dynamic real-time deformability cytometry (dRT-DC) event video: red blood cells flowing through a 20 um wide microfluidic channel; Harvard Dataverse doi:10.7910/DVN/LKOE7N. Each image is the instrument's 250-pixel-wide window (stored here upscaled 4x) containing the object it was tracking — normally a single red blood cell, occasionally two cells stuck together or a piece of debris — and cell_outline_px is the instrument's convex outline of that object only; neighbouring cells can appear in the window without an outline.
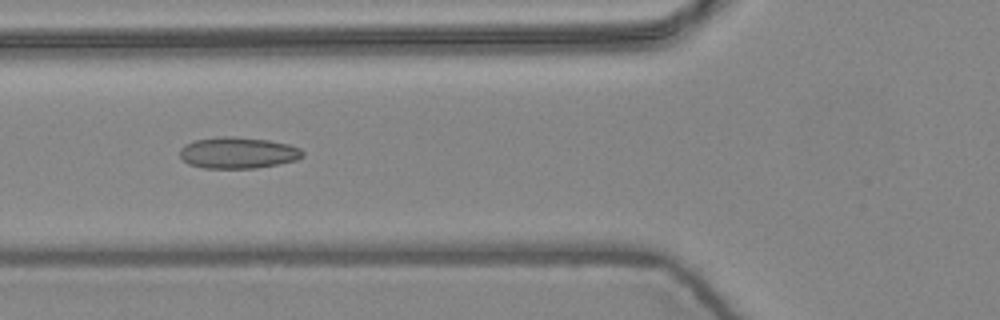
{"species": "common noctule bat (a hibernating species)", "species_latin": "Nyctalus noctula", "temperature_condition": "warm", "stored_images_in_passage": 5, "camera_frame_rate_fps": 3000, "um_per_image_px": 0.085, "animal": {"sex": "female", "body_mass_g": 24.6, "forearm_length_mm": 56.2}, "frame": {"image": 1, "passage_image": 5, "time_ms": 1.333, "image_size_px": [1000, 320], "cell_outline_px": [[304, 156], [296, 160], [256, 168], [204, 168], [188, 164], [180, 156], [180, 148], [184, 144], [196, 140], [220, 136], [232, 136], [268, 140], [288, 144], [300, 148], [304, 152]], "centroid_in_image_um": [20.22, 12.98], "position_along_channel_um": 105.6, "area_um2": 22.43}}